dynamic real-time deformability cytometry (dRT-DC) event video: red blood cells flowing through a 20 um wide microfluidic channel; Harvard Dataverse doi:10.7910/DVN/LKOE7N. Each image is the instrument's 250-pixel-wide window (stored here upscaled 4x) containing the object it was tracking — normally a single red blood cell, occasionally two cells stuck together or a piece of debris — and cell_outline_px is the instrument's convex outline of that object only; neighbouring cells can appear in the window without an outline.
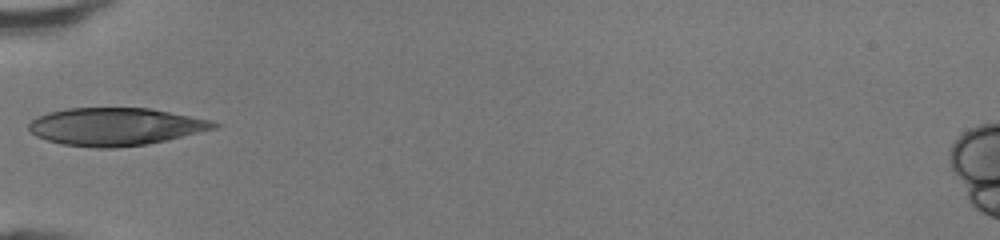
{"species": "human", "species_latin": "Homo sapiens", "temperature_condition": "room temperature", "stored_images_in_passage": 19, "camera_frame_rate_fps": 3000, "um_per_image_px": 0.085, "donor": {"sex": "female"}, "frame": {"image": 1, "passage_image": 1, "time_ms": 0.0, "image_size_px": [1000, 240], "cell_outline_px": [[220, 124], [216, 128], [168, 140], [148, 144], [112, 148], [96, 148], [60, 144], [36, 136], [28, 128], [28, 124], [36, 116], [48, 112], [68, 108], [148, 108], [212, 120]], "centroid_in_image_um": [9.8, 10.77], "position_along_channel_um": 75.2, "area_um2": 40.69}}
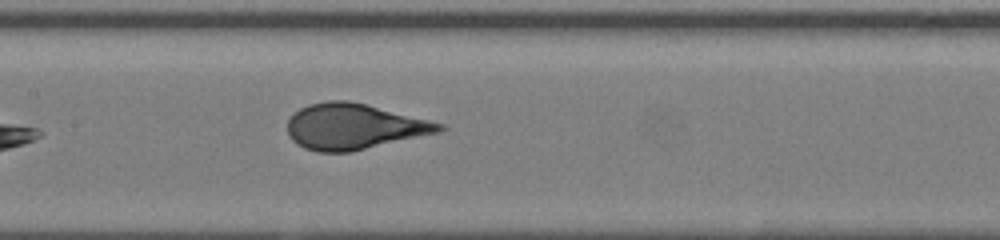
{"frame": {"image": 2, "passage_image": 8, "time_ms": 2.333, "image_size_px": [1000, 240], "cell_outline_px": [[448, 128], [440, 132], [352, 152], [316, 152], [304, 148], [296, 144], [292, 140], [288, 132], [288, 120], [300, 108], [308, 104], [328, 100], [348, 100], [444, 124]], "centroid_in_image_um": [30.07, 10.77], "position_along_channel_um": 177.3, "area_um2": 40.29}}
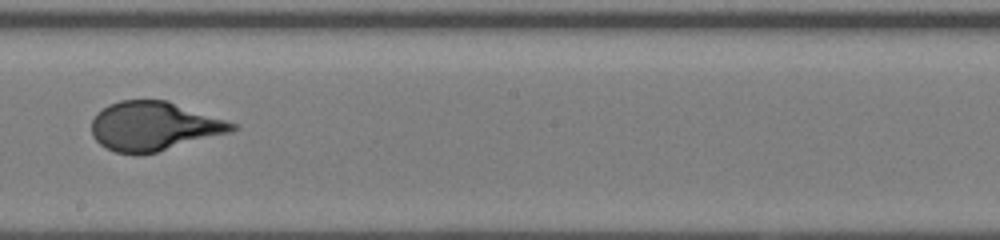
{"frame": {"image": 3, "passage_image": 12, "time_ms": 3.667, "image_size_px": [1000, 240], "cell_outline_px": [[240, 128], [232, 132], [156, 152], [116, 152], [100, 144], [92, 136], [92, 120], [96, 112], [108, 104], [120, 100], [168, 100], [236, 124]], "centroid_in_image_um": [13.08, 10.7], "position_along_channel_um": 235.1, "area_um2": 39.71}}